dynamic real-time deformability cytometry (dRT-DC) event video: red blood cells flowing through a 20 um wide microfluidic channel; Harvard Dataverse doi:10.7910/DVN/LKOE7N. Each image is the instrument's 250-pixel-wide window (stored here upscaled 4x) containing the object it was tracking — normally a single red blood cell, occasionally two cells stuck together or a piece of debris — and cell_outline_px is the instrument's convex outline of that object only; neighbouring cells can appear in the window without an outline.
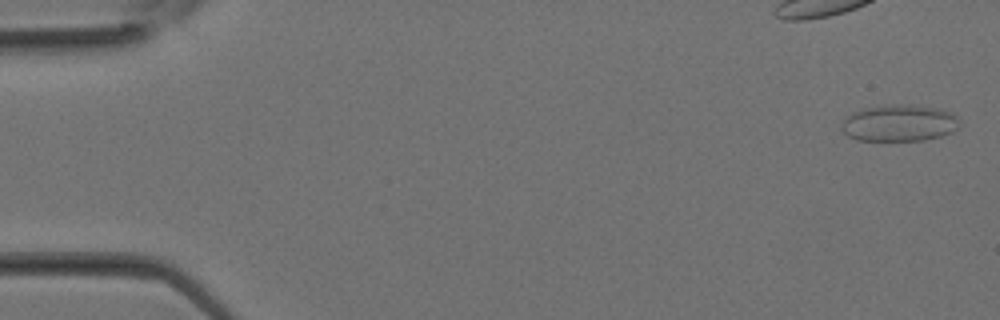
{"species": "Egyptian fruit bat (a non-hibernating species)", "species_latin": "Rousettus aegyptiacus", "temperature_condition": "room temperature", "stored_images_in_passage": 32, "camera_frame_rate_fps": 3000, "um_per_image_px": 0.085, "animal": {"sex": "female"}, "frame": {"image": 1, "passage_image": 1, "time_ms": 0.0, "image_size_px": [1000, 320], "cell_outline_px": [[960, 124], [952, 132], [940, 136], [924, 140], [856, 140], [848, 136], [840, 128], [844, 120], [848, 116], [856, 112], [872, 108], [900, 104], [912, 104], [952, 112], [960, 120]], "centroid_in_image_um": [76.48, 10.48], "position_along_channel_um": 8.5, "area_um2": 24.68}}
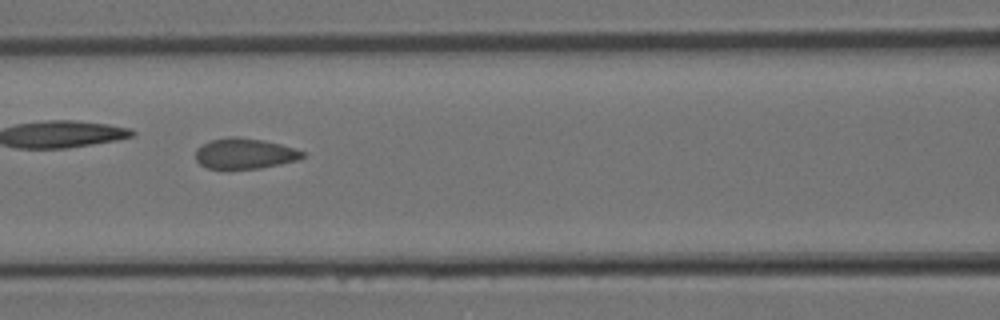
{"frame": {"image": 2, "passage_image": 14, "time_ms": 4.333, "image_size_px": [1000, 320], "cell_outline_px": [[304, 156], [296, 160], [280, 164], [260, 168], [208, 168], [200, 164], [196, 160], [196, 148], [200, 144], [212, 140], [232, 136], [236, 136], [264, 140], [280, 144], [304, 152]], "centroid_in_image_um": [20.76, 13.04], "position_along_channel_um": 145.8, "area_um2": 18.84}}